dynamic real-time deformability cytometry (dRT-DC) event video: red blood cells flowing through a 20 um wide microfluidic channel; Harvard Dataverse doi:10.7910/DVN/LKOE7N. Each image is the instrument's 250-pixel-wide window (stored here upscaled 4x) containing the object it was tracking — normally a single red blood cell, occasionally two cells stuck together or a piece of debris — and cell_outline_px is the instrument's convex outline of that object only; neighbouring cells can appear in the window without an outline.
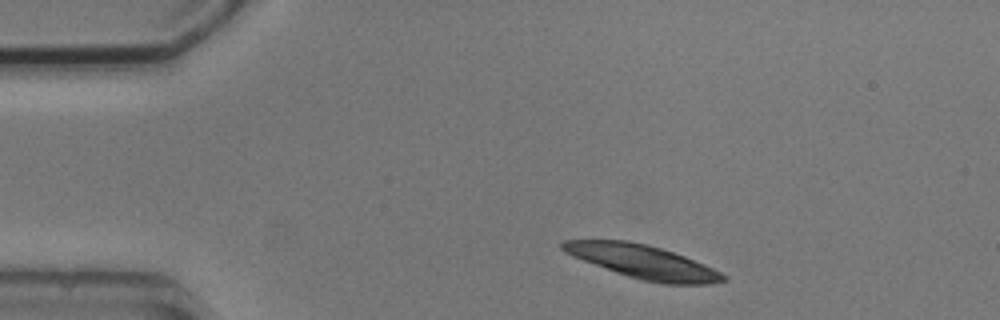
{"species": "common noctule bat (a hibernating species)", "species_latin": "Nyctalus noctula", "temperature_condition": "cold", "stored_images_in_passage": 4, "camera_frame_rate_fps": 3000, "um_per_image_px": 0.085, "animal": {"sex": "male", "body_mass_g": 20.5, "forearm_length_mm": 52.5}, "frame": {"image": 1, "passage_image": 4, "time_ms": 3.333, "image_size_px": [1000, 320], "cell_outline_px": [[728, 280], [712, 284], [664, 284], [640, 280], [616, 272], [572, 256], [560, 248], [560, 244], [564, 240], [628, 240], [648, 244], [684, 256], [704, 264], [728, 276]], "centroid_in_image_um": [54.67, 22.25], "position_along_channel_um": 30.3, "area_um2": 31.27}}